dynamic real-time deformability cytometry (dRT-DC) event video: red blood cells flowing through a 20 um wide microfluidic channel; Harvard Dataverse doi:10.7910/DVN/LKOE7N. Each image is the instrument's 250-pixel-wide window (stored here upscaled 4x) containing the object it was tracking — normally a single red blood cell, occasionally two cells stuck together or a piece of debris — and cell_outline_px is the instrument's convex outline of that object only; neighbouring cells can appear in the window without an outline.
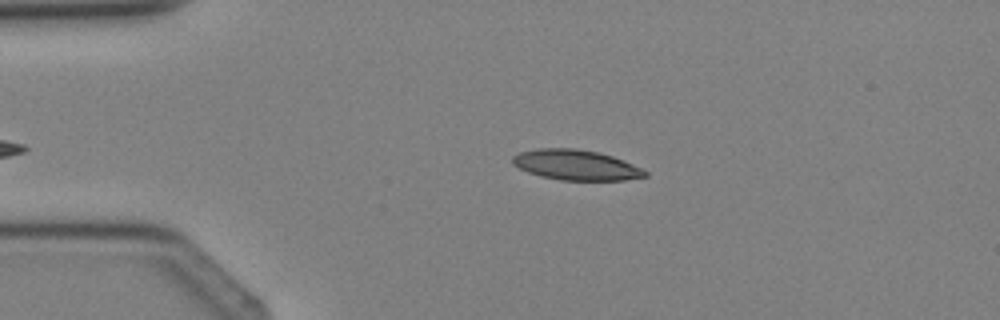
{"species": "Egyptian fruit bat (a non-hibernating species)", "species_latin": "Rousettus aegyptiacus", "temperature_condition": "cold", "stored_images_in_passage": 1, "camera_frame_rate_fps": 3000, "um_per_image_px": 0.085, "animal": {"sex": "female"}, "frame": {"image": 1, "passage_image": 1, "time_ms": 0.0, "image_size_px": [1000, 320], "cell_outline_px": [[648, 176], [624, 180], [560, 180], [540, 176], [528, 172], [512, 164], [512, 156], [516, 152], [536, 148], [576, 148], [600, 152], [624, 160], [648, 172]], "centroid_in_image_um": [48.92, 14.01], "position_along_channel_um": 36.1, "area_um2": 23.58}}